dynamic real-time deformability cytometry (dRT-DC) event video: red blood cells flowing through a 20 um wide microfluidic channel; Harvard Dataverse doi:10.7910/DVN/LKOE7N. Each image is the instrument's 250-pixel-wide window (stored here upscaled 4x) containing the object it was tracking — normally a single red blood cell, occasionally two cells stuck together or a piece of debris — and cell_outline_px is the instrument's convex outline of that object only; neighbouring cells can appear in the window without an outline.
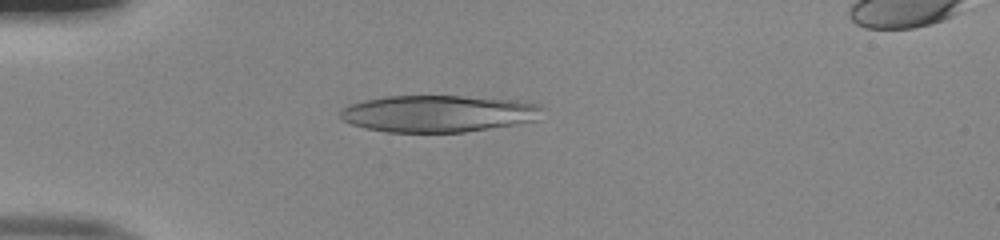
{"species": "human", "species_latin": "Homo sapiens", "temperature_condition": "room temperature", "stored_images_in_passage": 51, "camera_frame_rate_fps": 3000, "um_per_image_px": 0.085, "donor": {"sex": "male"}, "frame": {"image": 1, "passage_image": 14, "time_ms": 4.333, "image_size_px": [1000, 240], "cell_outline_px": [[544, 108], [536, 120], [464, 132], [388, 132], [364, 128], [352, 124], [344, 120], [340, 116], [340, 112], [348, 104], [364, 100], [388, 96], [460, 96], [516, 100], [536, 104]], "centroid_in_image_um": [37.21, 9.65], "position_along_channel_um": 47.8, "area_um2": 43.06}}
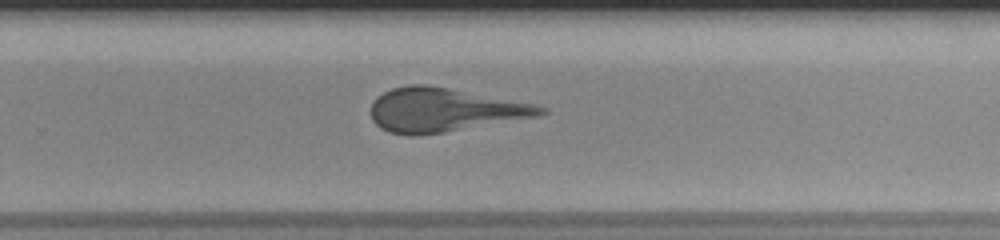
{"frame": {"image": 2, "passage_image": 34, "time_ms": 11.0, "image_size_px": [1000, 240], "cell_outline_px": [[548, 112], [540, 116], [444, 132], [388, 132], [380, 128], [372, 120], [372, 104], [376, 96], [392, 88], [408, 84], [424, 84], [448, 88], [536, 104], [548, 108]], "centroid_in_image_um": [37.8, 9.31], "position_along_channel_um": 292.0, "area_um2": 42.37}}
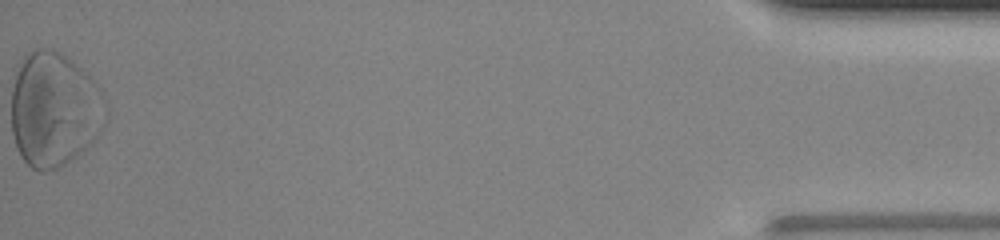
{"frame": {"image": 3, "passage_image": 51, "time_ms": 16.667, "image_size_px": [1000, 240], "cell_outline_px": [[108, 116], [104, 128], [92, 144], [64, 164], [56, 168], [44, 172], [40, 172], [32, 168], [20, 156], [16, 148], [12, 132], [12, 88], [16, 72], [24, 56], [28, 52], [36, 48], [52, 48], [60, 52], [80, 68], [100, 88], [108, 104]], "centroid_in_image_um": [4.63, 9.32], "position_along_channel_um": 430.6, "area_um2": 63.7}}